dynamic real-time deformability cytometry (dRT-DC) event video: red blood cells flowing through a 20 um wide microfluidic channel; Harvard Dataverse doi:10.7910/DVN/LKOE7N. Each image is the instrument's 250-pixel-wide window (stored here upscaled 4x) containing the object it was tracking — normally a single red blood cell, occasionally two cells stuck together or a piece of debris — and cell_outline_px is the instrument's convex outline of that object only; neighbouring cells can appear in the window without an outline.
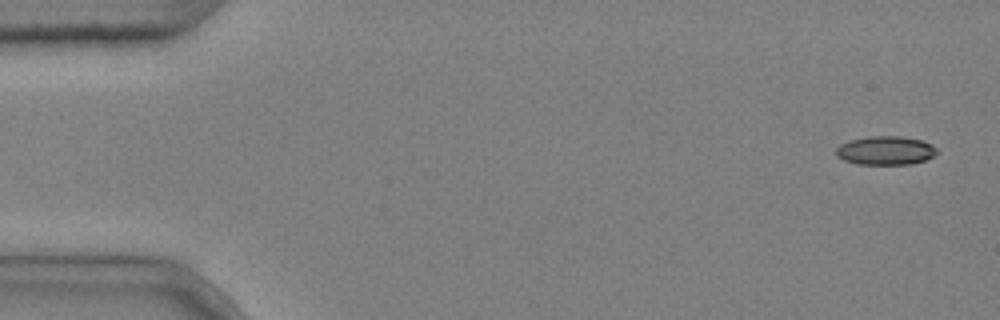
{"species": "common noctule bat (a hibernating species)", "species_latin": "Nyctalus noctula", "temperature_condition": "cold", "stored_images_in_passage": 8, "camera_frame_rate_fps": 3000, "um_per_image_px": 0.085, "animal": {"sex": "male", "body_mass_g": 20.4}, "frame": {"image": 1, "passage_image": 1, "time_ms": 0.0, "image_size_px": [1000, 320], "cell_outline_px": [[936, 152], [932, 156], [924, 160], [912, 164], [860, 164], [844, 160], [836, 156], [836, 148], [840, 144], [848, 140], [868, 136], [900, 136], [920, 140], [932, 144], [936, 148]], "centroid_in_image_um": [75.23, 12.78], "position_along_channel_um": 9.8, "area_um2": 16.82}}
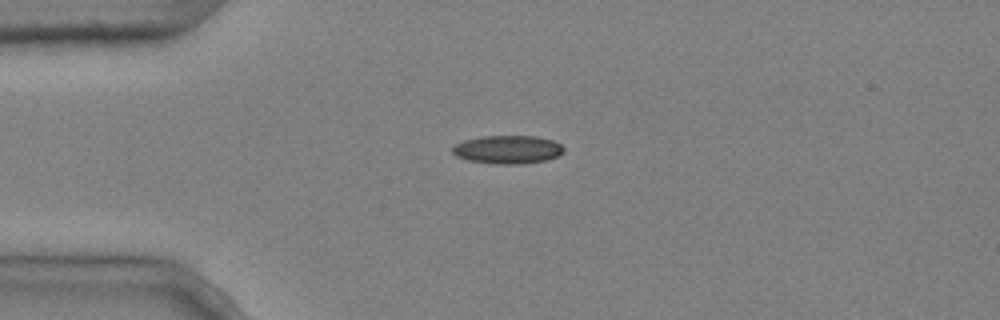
{"frame": {"image": 2, "passage_image": 4, "time_ms": 1.0, "image_size_px": [1000, 320], "cell_outline_px": [[564, 152], [548, 160], [516, 164], [496, 164], [468, 160], [456, 156], [452, 152], [452, 148], [456, 144], [464, 140], [480, 136], [536, 136], [552, 140], [560, 144], [564, 148]], "centroid_in_image_um": [43.15, 12.71], "position_along_channel_um": 41.9, "area_um2": 18.32}}